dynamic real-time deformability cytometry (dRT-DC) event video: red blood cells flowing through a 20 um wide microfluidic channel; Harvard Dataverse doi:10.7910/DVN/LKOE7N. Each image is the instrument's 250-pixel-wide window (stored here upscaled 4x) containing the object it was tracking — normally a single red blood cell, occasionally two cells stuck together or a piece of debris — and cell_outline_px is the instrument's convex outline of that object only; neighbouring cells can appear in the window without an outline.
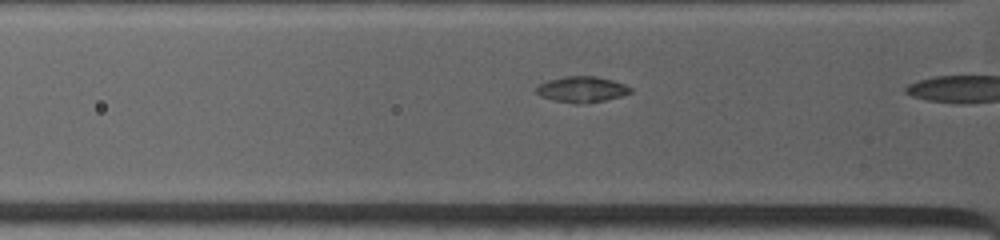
{"species": "common noctule bat (a hibernating species)", "species_latin": "Nyctalus noctula", "temperature_condition": "warm", "stored_images_in_passage": 5, "camera_frame_rate_fps": 4500, "um_per_image_px": 0.085, "animal": {"sex": "female", "body_mass_g": 19.0, "forearm_length_mm": 53.3}, "frame": {"image": 1, "passage_image": 4, "time_ms": 1.333, "image_size_px": [1000, 240], "cell_outline_px": [[632, 92], [620, 96], [588, 104], [576, 104], [552, 100], [540, 96], [536, 92], [536, 88], [540, 84], [548, 80], [564, 76], [596, 76], [612, 80], [624, 84], [632, 88]], "centroid_in_image_um": [49.44, 7.6], "position_along_channel_um": 76.4, "area_um2": 14.28}}